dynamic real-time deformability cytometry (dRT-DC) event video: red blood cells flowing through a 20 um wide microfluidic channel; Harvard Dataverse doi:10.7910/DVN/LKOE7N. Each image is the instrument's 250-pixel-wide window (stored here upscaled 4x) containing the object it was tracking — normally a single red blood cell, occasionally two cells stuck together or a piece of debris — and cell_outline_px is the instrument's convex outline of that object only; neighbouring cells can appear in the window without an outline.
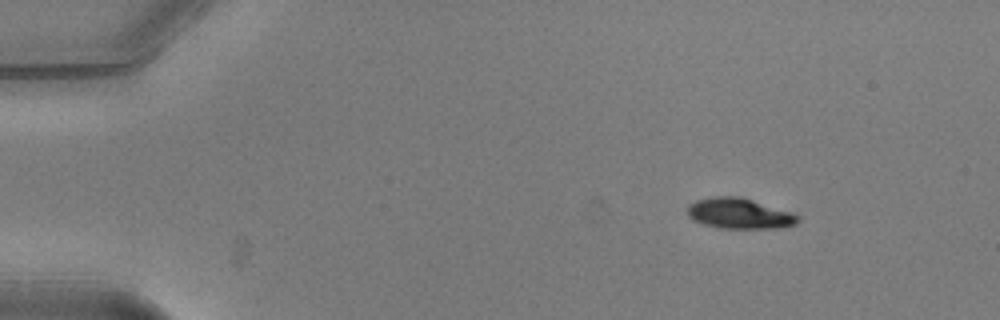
{"species": "common noctule bat (a hibernating species)", "species_latin": "Nyctalus noctula", "temperature_condition": "warm", "stored_images_in_passage": 45, "camera_frame_rate_fps": 3000, "um_per_image_px": 0.085, "animal": {"sex": "male", "body_mass_g": 20.5, "forearm_length_mm": 52.5}, "frame": {"image": 1, "passage_image": 1, "time_ms": 0.0, "image_size_px": [1000, 320], "cell_outline_px": [[800, 220], [796, 224], [780, 228], [720, 228], [704, 224], [692, 220], [688, 216], [688, 204], [696, 200], [716, 196], [740, 196], [792, 212], [800, 216]], "centroid_in_image_um": [62.86, 18.15], "position_along_channel_um": 22.1, "area_um2": 19.77}}
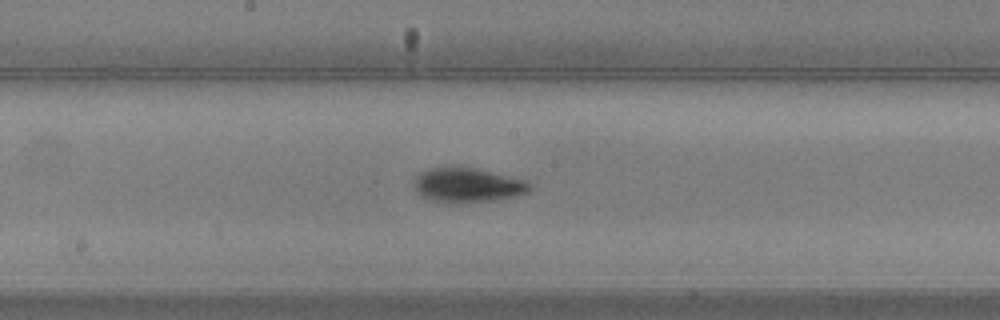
{"frame": {"image": 2, "passage_image": 22, "time_ms": 7.0, "image_size_px": [1000, 320], "cell_outline_px": [[532, 188], [528, 192], [516, 196], [496, 200], [460, 204], [452, 204], [432, 200], [420, 196], [416, 192], [416, 176], [420, 172], [432, 168], [452, 164], [460, 164], [528, 180], [532, 184]], "centroid_in_image_um": [39.77, 15.71], "position_along_channel_um": 208.4, "area_um2": 24.22}}
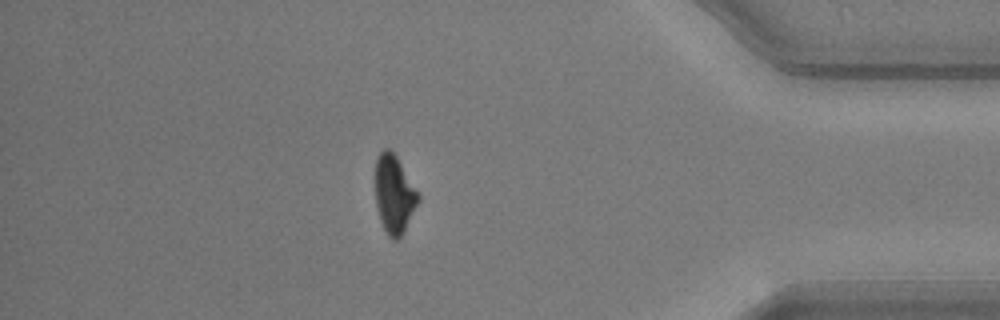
{"frame": {"image": 3, "passage_image": 39, "time_ms": 12.667, "image_size_px": [1000, 320], "cell_outline_px": [[420, 200], [404, 232], [396, 240], [392, 240], [388, 236], [380, 220], [376, 204], [376, 160], [380, 152], [384, 148], [388, 148], [396, 156], [420, 196]], "centroid_in_image_um": [33.51, 16.54], "position_along_channel_um": 401.7, "area_um2": 19.31}, "authors_computed_cell_mechanics": {"area_um2": 21.675, "velocity_mm_per_s": 3.9942, "shape_relaxation_time_tau1_ms": 1.7919, "shape_relaxation_time_tau2_ms": null, "deformation_change_tau1": 0.1283, "deformation_change_tau2": null}}